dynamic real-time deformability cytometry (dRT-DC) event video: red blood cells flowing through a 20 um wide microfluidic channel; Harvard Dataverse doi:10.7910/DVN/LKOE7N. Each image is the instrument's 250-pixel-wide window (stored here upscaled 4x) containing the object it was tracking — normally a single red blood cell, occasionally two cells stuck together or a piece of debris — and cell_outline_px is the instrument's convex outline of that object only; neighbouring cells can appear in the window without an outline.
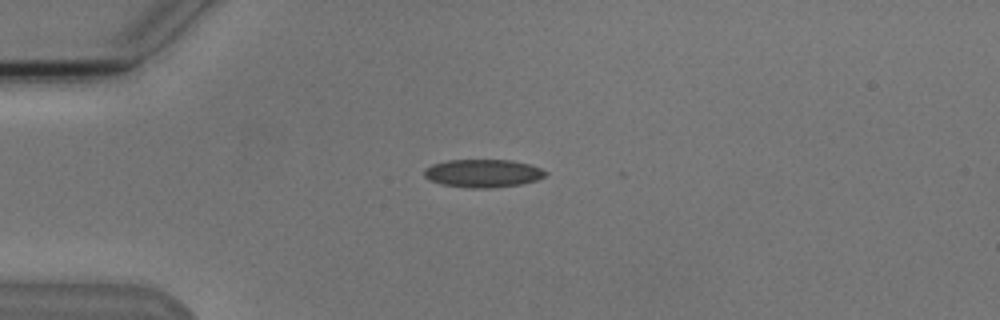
{"species": "Egyptian fruit bat (a non-hibernating species)", "species_latin": "Rousettus aegyptiacus", "temperature_condition": "cold", "stored_images_in_passage": 3, "camera_frame_rate_fps": 3000, "um_per_image_px": 0.085, "animal": {"sex": "male"}, "frame": {"image": 1, "passage_image": 3, "time_ms": 2.667, "image_size_px": [1000, 320], "cell_outline_px": [[548, 176], [524, 184], [492, 188], [464, 188], [440, 184], [428, 180], [424, 176], [424, 168], [432, 164], [448, 160], [512, 160], [528, 164], [540, 168], [548, 172]], "centroid_in_image_um": [41.05, 14.74], "position_along_channel_um": 44.0, "area_um2": 20.17}}